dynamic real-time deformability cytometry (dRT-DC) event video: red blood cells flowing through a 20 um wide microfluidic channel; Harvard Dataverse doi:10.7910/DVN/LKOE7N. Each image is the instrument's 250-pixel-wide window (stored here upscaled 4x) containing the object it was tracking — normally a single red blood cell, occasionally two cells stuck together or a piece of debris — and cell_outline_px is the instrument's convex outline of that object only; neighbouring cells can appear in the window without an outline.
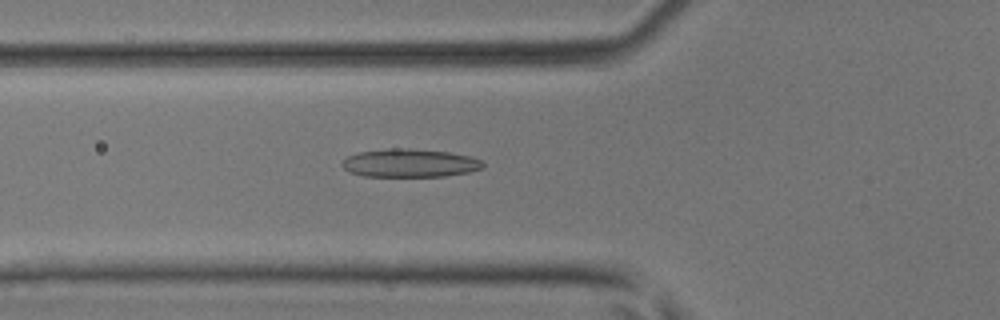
{"species": "common noctule bat (a hibernating species)", "species_latin": "Nyctalus noctula", "temperature_condition": "room temperature", "stored_images_in_passage": 48, "camera_frame_rate_fps": 3000, "um_per_image_px": 0.085, "animal": {"sex": "male", "body_mass_g": 17.9, "forearm_length_mm": 54.2}, "frame": {"image": 1, "passage_image": 18, "time_ms": 5.667, "image_size_px": [1000, 320], "cell_outline_px": [[484, 168], [468, 172], [444, 176], [364, 176], [348, 172], [340, 164], [348, 156], [360, 152], [392, 148], [408, 148], [448, 152], [472, 156], [480, 160], [484, 164]], "centroid_in_image_um": [34.84, 13.86], "position_along_channel_um": 91.0, "area_um2": 23.12}}
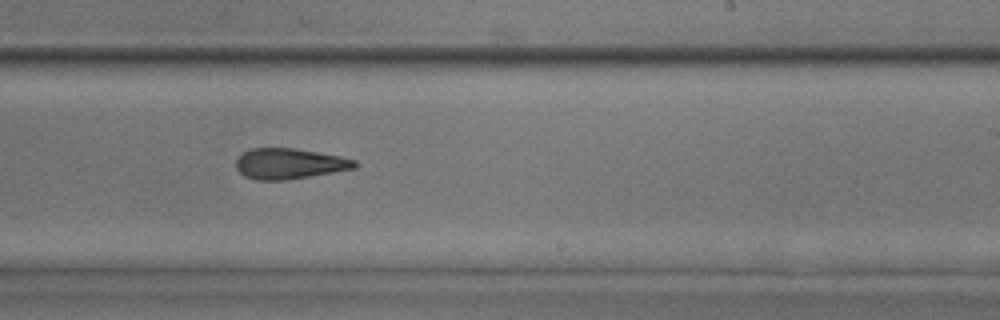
{"frame": {"image": 2, "passage_image": 30, "time_ms": 9.667, "image_size_px": [1000, 320], "cell_outline_px": [[356, 168], [288, 180], [256, 180], [244, 176], [236, 168], [236, 160], [244, 152], [252, 148], [292, 148], [340, 156], [356, 160]], "centroid_in_image_um": [24.58, 13.92], "position_along_channel_um": 264.4, "area_um2": 21.04}}
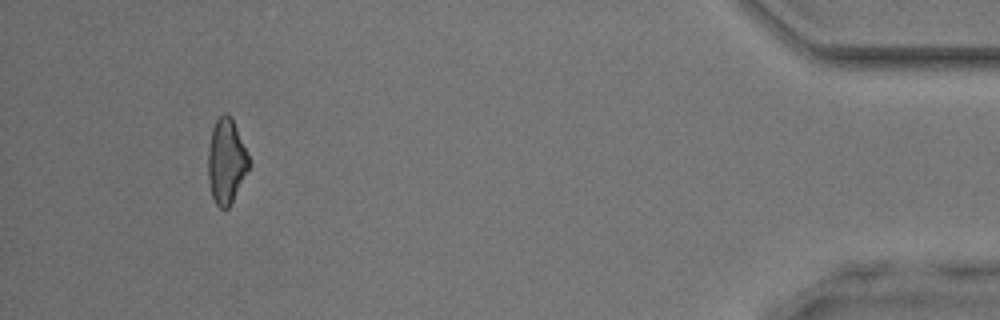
{"frame": {"image": 3, "passage_image": 45, "time_ms": 14.667, "image_size_px": [1000, 320], "cell_outline_px": [[252, 164], [228, 208], [220, 208], [216, 204], [212, 196], [208, 180], [208, 152], [212, 128], [216, 120], [224, 112], [228, 112], [232, 116], [252, 160]], "centroid_in_image_um": [19.27, 13.65], "position_along_channel_um": 415.9, "area_um2": 20.63}}